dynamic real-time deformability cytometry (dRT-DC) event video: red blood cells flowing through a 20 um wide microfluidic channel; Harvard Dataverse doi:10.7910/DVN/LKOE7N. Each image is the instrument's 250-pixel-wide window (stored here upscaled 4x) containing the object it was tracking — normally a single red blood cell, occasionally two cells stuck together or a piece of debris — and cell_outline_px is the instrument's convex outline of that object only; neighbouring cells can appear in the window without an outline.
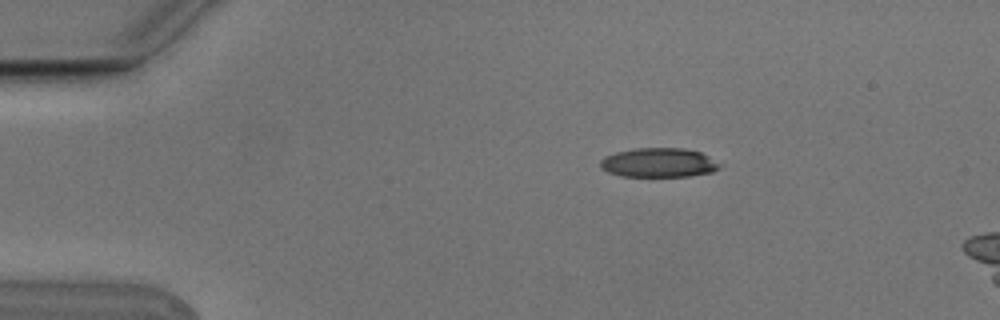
{"species": "Egyptian fruit bat (a non-hibernating species)", "species_latin": "Rousettus aegyptiacus", "temperature_condition": "cold", "stored_images_in_passage": 4, "camera_frame_rate_fps": 3000, "um_per_image_px": 0.085, "animal": {"sex": "male"}, "frame": {"image": 1, "passage_image": 2, "time_ms": 0.333, "image_size_px": [1000, 320], "cell_outline_px": [[724, 164], [720, 168], [712, 172], [688, 176], [620, 176], [608, 172], [600, 168], [600, 160], [604, 156], [616, 152], [636, 148], [684, 148], [700, 152]], "centroid_in_image_um": [56.0, 13.82], "position_along_channel_um": 29.0, "area_um2": 20.52}}